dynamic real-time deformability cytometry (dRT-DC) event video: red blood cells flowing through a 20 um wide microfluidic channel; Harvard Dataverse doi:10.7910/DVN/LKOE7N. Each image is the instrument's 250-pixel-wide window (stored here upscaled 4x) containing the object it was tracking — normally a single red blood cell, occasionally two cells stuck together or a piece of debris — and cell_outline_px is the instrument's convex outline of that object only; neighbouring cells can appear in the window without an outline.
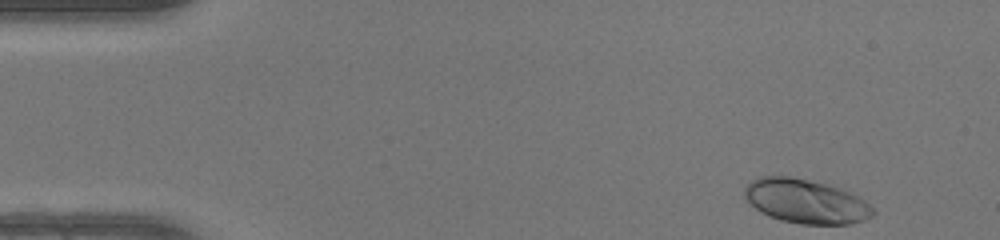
{"species": "human", "species_latin": "Homo sapiens", "temperature_condition": "warm", "stored_images_in_passage": 46, "camera_frame_rate_fps": 3000, "um_per_image_px": 0.085, "donor": {"sex": "female"}, "frame": {"image": 1, "passage_image": 1, "time_ms": 0.0, "image_size_px": [1000, 240], "cell_outline_px": [[876, 212], [872, 216], [864, 220], [852, 224], [800, 224], [780, 220], [768, 216], [760, 212], [744, 196], [744, 188], [752, 180], [760, 176], [792, 176], [824, 184], [848, 192], [864, 200]], "centroid_in_image_um": [68.47, 17.12], "position_along_channel_um": 16.5, "area_um2": 32.77}}
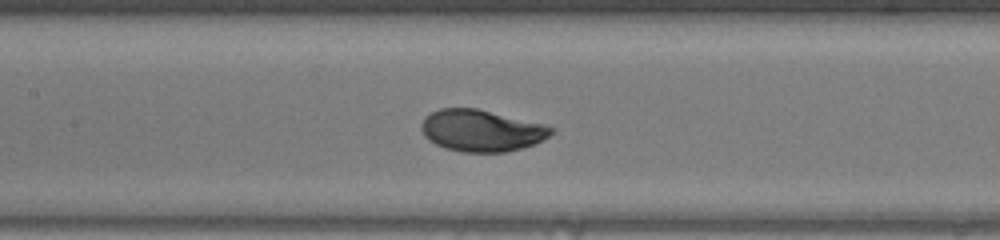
{"frame": {"image": 2, "passage_image": 20, "time_ms": 6.333, "image_size_px": [1000, 240], "cell_outline_px": [[556, 132], [532, 144], [520, 148], [504, 152], [460, 152], [444, 148], [428, 140], [424, 136], [420, 128], [420, 124], [424, 116], [440, 108], [476, 108], [544, 124], [556, 128]], "centroid_in_image_um": [40.88, 11.09], "position_along_channel_um": 166.5, "area_um2": 31.62}}
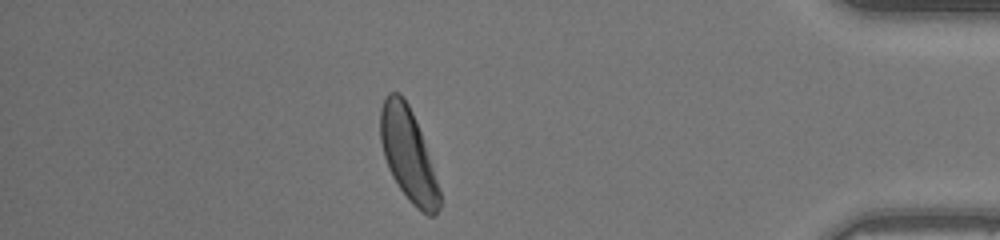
{"frame": {"image": 3, "passage_image": 40, "time_ms": 13.0, "image_size_px": [1000, 240], "cell_outline_px": [[440, 208], [432, 216], [428, 216], [416, 208], [408, 200], [392, 176], [388, 168], [384, 156], [380, 140], [380, 108], [388, 92], [400, 92], [408, 104], [412, 112], [420, 132], [440, 192]], "centroid_in_image_um": [34.66, 13.14], "position_along_channel_um": 400.5, "area_um2": 31.33}, "authors_computed_cell_mechanics": {"area_um2": 31.501, "velocity_mm_per_s": 4.1408, "shape_relaxation_time_tau1_ms": 2.2219, "shape_relaxation_time_tau2_ms": null, "deformation_change_tau1": 0.1487, "deformation_change_tau2": null}}